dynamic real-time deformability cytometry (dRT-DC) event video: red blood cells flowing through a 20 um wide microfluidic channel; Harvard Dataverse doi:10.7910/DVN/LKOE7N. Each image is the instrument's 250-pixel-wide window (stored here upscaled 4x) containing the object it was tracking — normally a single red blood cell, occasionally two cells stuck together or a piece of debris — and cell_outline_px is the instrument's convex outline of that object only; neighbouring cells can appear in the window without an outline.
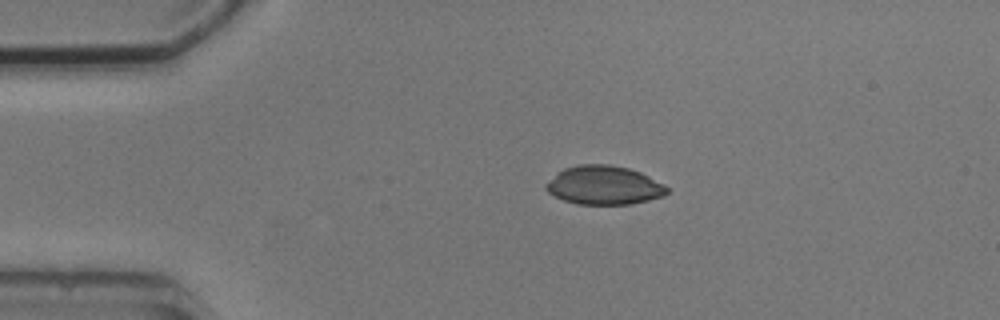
{"species": "common noctule bat (a hibernating species)", "species_latin": "Nyctalus noctula", "temperature_condition": "cold", "stored_images_in_passage": 4, "camera_frame_rate_fps": 3000, "um_per_image_px": 0.085, "animal": {"sex": "male", "body_mass_g": 20.5, "forearm_length_mm": 52.5}, "frame": {"image": 1, "passage_image": 3, "time_ms": 2.333, "image_size_px": [1000, 320], "cell_outline_px": [[668, 192], [664, 196], [648, 200], [628, 204], [576, 204], [564, 200], [548, 192], [544, 188], [544, 184], [556, 172], [564, 168], [576, 164], [608, 164], [628, 168], [640, 172], [664, 184], [668, 188]], "centroid_in_image_um": [51.31, 15.73], "position_along_channel_um": 33.7, "area_um2": 27.46}}